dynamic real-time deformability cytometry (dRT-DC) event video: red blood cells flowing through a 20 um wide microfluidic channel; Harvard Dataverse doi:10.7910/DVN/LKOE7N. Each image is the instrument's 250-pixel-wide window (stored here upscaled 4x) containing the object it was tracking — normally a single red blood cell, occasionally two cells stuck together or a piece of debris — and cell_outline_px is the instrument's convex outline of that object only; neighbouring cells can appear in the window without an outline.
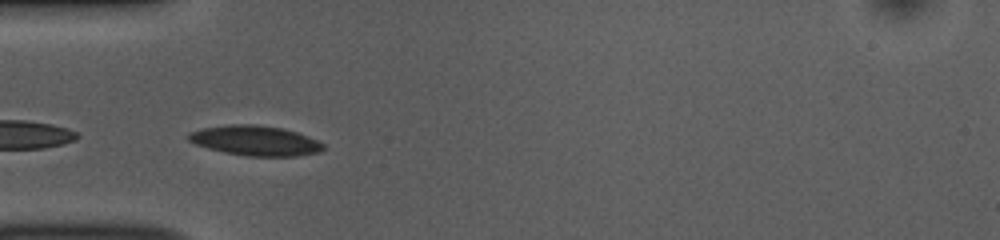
{"species": "common noctule bat (a hibernating species)", "species_latin": "Nyctalus noctula", "temperature_condition": "room temperature", "stored_images_in_passage": 21, "camera_frame_rate_fps": 3000, "um_per_image_px": 0.085, "animal": {"sex": "female", "body_mass_g": 10.0, "forearm_length_mm": 53.1}, "frame": {"image": 1, "passage_image": 7, "time_ms": 2.0, "image_size_px": [1000, 240], "cell_outline_px": [[324, 148], [320, 152], [296, 156], [248, 156], [224, 152], [208, 148], [196, 144], [188, 140], [188, 132], [204, 128], [228, 124], [256, 124], [284, 128], [308, 136], [324, 144]], "centroid_in_image_um": [21.7, 11.95], "position_along_channel_um": 63.3, "area_um2": 23.52}}
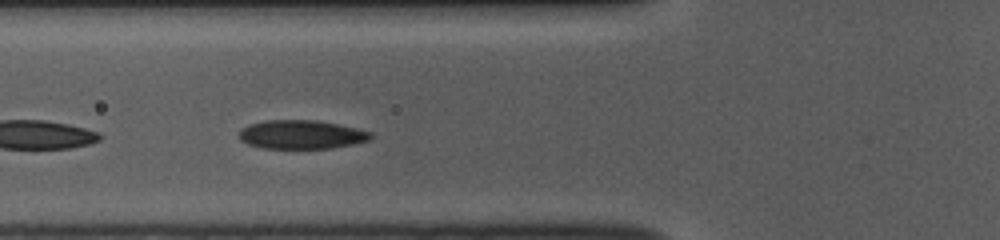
{"frame": {"image": 2, "passage_image": 10, "time_ms": 3.0, "image_size_px": [1000, 240], "cell_outline_px": [[372, 136], [368, 140], [352, 144], [332, 148], [264, 148], [248, 144], [240, 140], [240, 128], [248, 124], [268, 120], [316, 120], [356, 128], [372, 132]], "centroid_in_image_um": [25.59, 11.43], "position_along_channel_um": 100.2, "area_um2": 21.91}}